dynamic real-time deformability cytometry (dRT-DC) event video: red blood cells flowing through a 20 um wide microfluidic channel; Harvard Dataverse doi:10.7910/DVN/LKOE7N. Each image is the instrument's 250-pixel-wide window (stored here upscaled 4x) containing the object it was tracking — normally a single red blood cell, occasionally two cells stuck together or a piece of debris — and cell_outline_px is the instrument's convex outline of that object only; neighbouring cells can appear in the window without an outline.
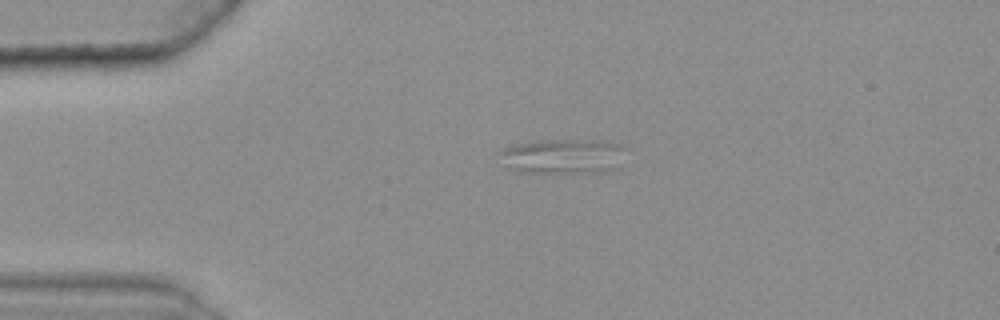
{"species": "common noctule bat (a hibernating species)", "species_latin": "Nyctalus noctula", "temperature_condition": "warm", "stored_images_in_passage": 34, "camera_frame_rate_fps": 3000, "um_per_image_px": 0.085, "animal": {"sex": "female", "body_mass_g": 25.1}, "frame": {"image": 1, "passage_image": 1, "time_ms": 0.0, "image_size_px": [1000, 320], "cell_outline_px": [[628, 148], [620, 168], [600, 172], [520, 172], [504, 164], [500, 152], [504, 148], [516, 144], [536, 140], [592, 140], [620, 144]], "centroid_in_image_um": [47.96, 13.27], "position_along_channel_um": 37.0, "area_um2": 25.78}}
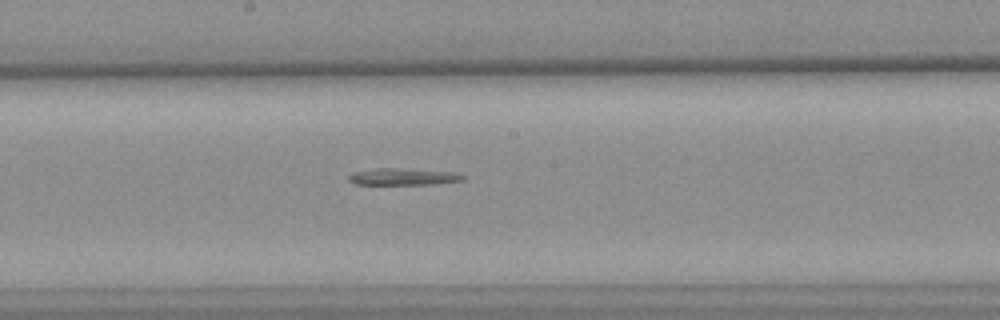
{"frame": {"image": 2, "passage_image": 19, "time_ms": 6.0, "image_size_px": [1000, 320], "cell_outline_px": [[464, 180], [432, 184], [356, 184], [348, 180], [348, 176], [352, 172], [376, 168], [396, 168], [452, 172], [464, 176]], "centroid_in_image_um": [34.21, 15.02], "position_along_channel_um": 214.0, "area_um2": 10.98}}
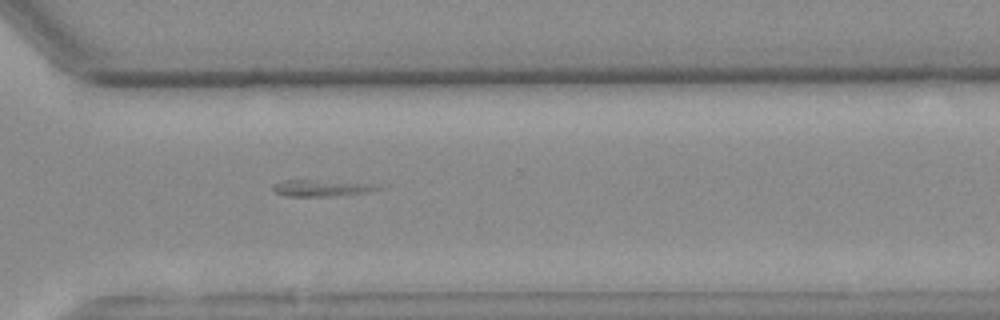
{"frame": {"image": 3, "passage_image": 30, "time_ms": 9.667, "image_size_px": [1000, 320], "cell_outline_px": [[388, 188], [368, 192], [328, 196], [288, 196], [276, 192], [272, 188], [272, 184], [284, 180], [308, 180], [380, 184]], "centroid_in_image_um": [27.42, 15.98], "position_along_channel_um": 343.2, "area_um2": 10.06}}